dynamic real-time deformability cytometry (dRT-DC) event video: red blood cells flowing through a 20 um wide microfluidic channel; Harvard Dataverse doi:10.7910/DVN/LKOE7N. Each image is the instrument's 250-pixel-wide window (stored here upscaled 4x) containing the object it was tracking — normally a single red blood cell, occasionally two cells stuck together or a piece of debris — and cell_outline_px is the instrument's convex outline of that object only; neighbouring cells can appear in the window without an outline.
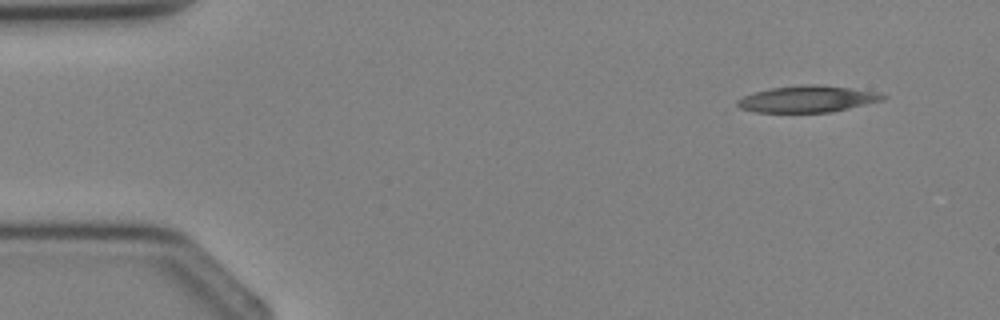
{"species": "Egyptian fruit bat (a non-hibernating species)", "species_latin": "Rousettus aegyptiacus", "temperature_condition": "cold", "stored_images_in_passage": 3, "camera_frame_rate_fps": 3000, "um_per_image_px": 0.085, "animal": {"sex": "female"}, "frame": {"image": 1, "passage_image": 1, "time_ms": 0.0, "image_size_px": [1000, 320], "cell_outline_px": [[888, 96], [884, 100], [832, 112], [756, 112], [740, 108], [736, 104], [736, 100], [744, 96], [756, 92], [772, 88], [808, 84], [820, 84], [880, 92]], "centroid_in_image_um": [68.68, 8.41], "position_along_channel_um": 16.3, "area_um2": 22.48}}
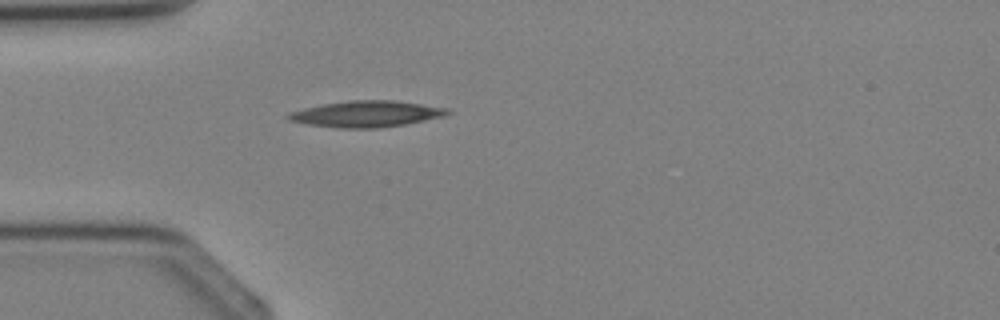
{"frame": {"image": 2, "passage_image": 3, "time_ms": 2.333, "image_size_px": [1000, 320], "cell_outline_px": [[452, 112], [444, 116], [408, 124], [376, 128], [340, 128], [308, 124], [288, 120], [284, 116], [288, 112], [304, 108], [324, 104], [352, 100], [392, 100], [448, 108]], "centroid_in_image_um": [31.14, 9.69], "position_along_channel_um": 53.9, "area_um2": 24.28}}